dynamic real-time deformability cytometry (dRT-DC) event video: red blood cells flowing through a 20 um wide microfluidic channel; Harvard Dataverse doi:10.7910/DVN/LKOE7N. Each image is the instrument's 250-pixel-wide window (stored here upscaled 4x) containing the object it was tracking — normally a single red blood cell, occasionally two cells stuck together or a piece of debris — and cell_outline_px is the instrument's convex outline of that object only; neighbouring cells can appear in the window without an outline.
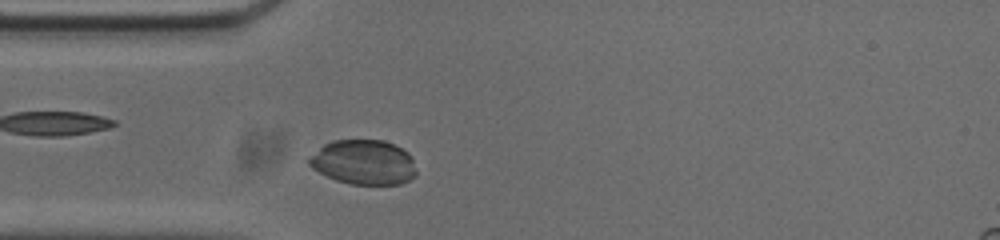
{"species": "common noctule bat (a hibernating species)", "species_latin": "Nyctalus noctula", "temperature_condition": "cold", "stored_images_in_passage": 40, "camera_frame_rate_fps": 3000, "um_per_image_px": 0.085, "animal": {"sex": "male", "body_mass_g": 20.0, "forearm_length_mm": 53.3}, "frame": {"image": 1, "passage_image": 4, "time_ms": 1.0, "image_size_px": [1000, 240], "cell_outline_px": [[416, 176], [400, 184], [352, 184], [336, 180], [312, 168], [308, 164], [308, 160], [324, 144], [332, 140], [384, 140], [408, 152], [412, 160], [416, 172]], "centroid_in_image_um": [30.92, 13.79], "position_along_channel_um": 54.1, "area_um2": 27.63}}
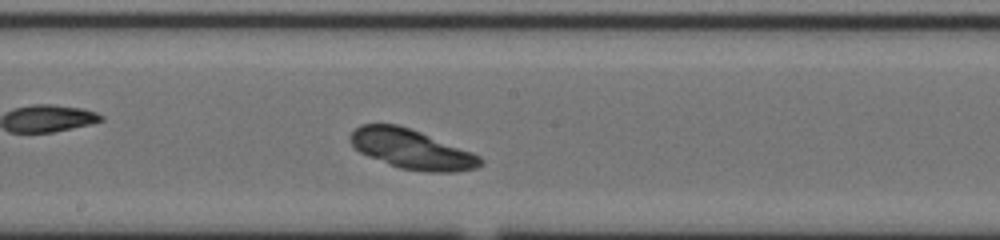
{"frame": {"image": 2, "passage_image": 17, "time_ms": 5.333, "image_size_px": [1000, 240], "cell_outline_px": [[484, 164], [476, 168], [456, 172], [428, 172], [400, 168], [388, 164], [368, 156], [360, 152], [352, 144], [348, 136], [360, 124], [396, 124], [420, 132], [472, 152], [480, 156], [484, 160]], "centroid_in_image_um": [35.0, 12.69], "position_along_channel_um": 213.2, "area_um2": 29.82}}
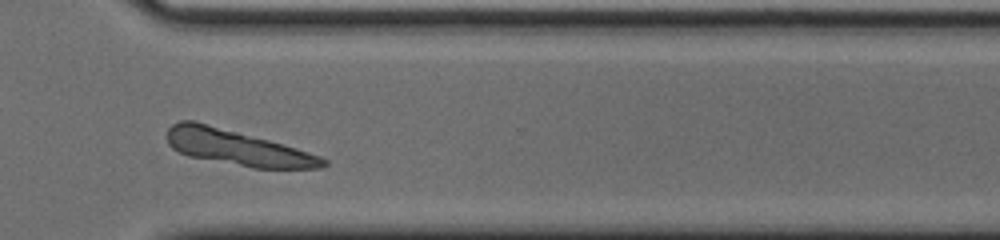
{"frame": {"image": 3, "passage_image": 28, "time_ms": 9.0, "image_size_px": [1000, 240], "cell_outline_px": [[328, 164], [320, 168], [252, 168], [188, 156], [172, 148], [168, 144], [168, 128], [172, 124], [180, 120], [196, 120], [284, 144], [320, 156], [328, 160]], "centroid_in_image_um": [20.15, 12.54], "position_along_channel_um": 350.4, "area_um2": 32.19}}